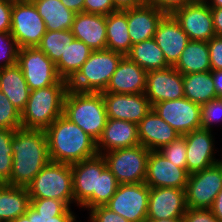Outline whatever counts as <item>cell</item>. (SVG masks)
Wrapping results in <instances>:
<instances>
[{
    "label": "cell",
    "mask_w": 222,
    "mask_h": 222,
    "mask_svg": "<svg viewBox=\"0 0 222 222\" xmlns=\"http://www.w3.org/2000/svg\"><path fill=\"white\" fill-rule=\"evenodd\" d=\"M13 165L10 185L27 187L50 161L45 130L15 129L11 140Z\"/></svg>",
    "instance_id": "obj_1"
},
{
    "label": "cell",
    "mask_w": 222,
    "mask_h": 222,
    "mask_svg": "<svg viewBox=\"0 0 222 222\" xmlns=\"http://www.w3.org/2000/svg\"><path fill=\"white\" fill-rule=\"evenodd\" d=\"M50 161L73 164L96 156V141L61 115L45 130Z\"/></svg>",
    "instance_id": "obj_2"
},
{
    "label": "cell",
    "mask_w": 222,
    "mask_h": 222,
    "mask_svg": "<svg viewBox=\"0 0 222 222\" xmlns=\"http://www.w3.org/2000/svg\"><path fill=\"white\" fill-rule=\"evenodd\" d=\"M69 89L68 81L30 91L25 109L21 112V127L46 130L63 115L64 99Z\"/></svg>",
    "instance_id": "obj_3"
},
{
    "label": "cell",
    "mask_w": 222,
    "mask_h": 222,
    "mask_svg": "<svg viewBox=\"0 0 222 222\" xmlns=\"http://www.w3.org/2000/svg\"><path fill=\"white\" fill-rule=\"evenodd\" d=\"M63 115L82 128L96 142L107 122L106 105L100 92H80L68 89Z\"/></svg>",
    "instance_id": "obj_4"
},
{
    "label": "cell",
    "mask_w": 222,
    "mask_h": 222,
    "mask_svg": "<svg viewBox=\"0 0 222 222\" xmlns=\"http://www.w3.org/2000/svg\"><path fill=\"white\" fill-rule=\"evenodd\" d=\"M123 57V54L108 49L93 51L68 82L69 89L80 92L104 91Z\"/></svg>",
    "instance_id": "obj_5"
},
{
    "label": "cell",
    "mask_w": 222,
    "mask_h": 222,
    "mask_svg": "<svg viewBox=\"0 0 222 222\" xmlns=\"http://www.w3.org/2000/svg\"><path fill=\"white\" fill-rule=\"evenodd\" d=\"M30 198H50L74 202L71 164L49 161L26 187Z\"/></svg>",
    "instance_id": "obj_6"
},
{
    "label": "cell",
    "mask_w": 222,
    "mask_h": 222,
    "mask_svg": "<svg viewBox=\"0 0 222 222\" xmlns=\"http://www.w3.org/2000/svg\"><path fill=\"white\" fill-rule=\"evenodd\" d=\"M150 150L142 145L103 153L107 168L119 184L142 183Z\"/></svg>",
    "instance_id": "obj_7"
},
{
    "label": "cell",
    "mask_w": 222,
    "mask_h": 222,
    "mask_svg": "<svg viewBox=\"0 0 222 222\" xmlns=\"http://www.w3.org/2000/svg\"><path fill=\"white\" fill-rule=\"evenodd\" d=\"M149 193L150 187L145 182L119 184L105 206L130 222H145Z\"/></svg>",
    "instance_id": "obj_8"
},
{
    "label": "cell",
    "mask_w": 222,
    "mask_h": 222,
    "mask_svg": "<svg viewBox=\"0 0 222 222\" xmlns=\"http://www.w3.org/2000/svg\"><path fill=\"white\" fill-rule=\"evenodd\" d=\"M17 64L30 91L54 85L61 79L55 63L38 47L20 48Z\"/></svg>",
    "instance_id": "obj_9"
},
{
    "label": "cell",
    "mask_w": 222,
    "mask_h": 222,
    "mask_svg": "<svg viewBox=\"0 0 222 222\" xmlns=\"http://www.w3.org/2000/svg\"><path fill=\"white\" fill-rule=\"evenodd\" d=\"M46 31L44 20L34 3L13 4L10 34L19 49L37 47Z\"/></svg>",
    "instance_id": "obj_10"
},
{
    "label": "cell",
    "mask_w": 222,
    "mask_h": 222,
    "mask_svg": "<svg viewBox=\"0 0 222 222\" xmlns=\"http://www.w3.org/2000/svg\"><path fill=\"white\" fill-rule=\"evenodd\" d=\"M222 189V167L216 163L207 169L189 174L185 188L189 208L210 209Z\"/></svg>",
    "instance_id": "obj_11"
},
{
    "label": "cell",
    "mask_w": 222,
    "mask_h": 222,
    "mask_svg": "<svg viewBox=\"0 0 222 222\" xmlns=\"http://www.w3.org/2000/svg\"><path fill=\"white\" fill-rule=\"evenodd\" d=\"M152 109L180 135L201 128L200 105L185 97L158 102Z\"/></svg>",
    "instance_id": "obj_12"
},
{
    "label": "cell",
    "mask_w": 222,
    "mask_h": 222,
    "mask_svg": "<svg viewBox=\"0 0 222 222\" xmlns=\"http://www.w3.org/2000/svg\"><path fill=\"white\" fill-rule=\"evenodd\" d=\"M172 15L190 40L208 42L216 35L211 8L205 1H193L175 10Z\"/></svg>",
    "instance_id": "obj_13"
},
{
    "label": "cell",
    "mask_w": 222,
    "mask_h": 222,
    "mask_svg": "<svg viewBox=\"0 0 222 222\" xmlns=\"http://www.w3.org/2000/svg\"><path fill=\"white\" fill-rule=\"evenodd\" d=\"M106 168L101 154L71 164L75 205L81 206L92 194H99L100 175Z\"/></svg>",
    "instance_id": "obj_14"
},
{
    "label": "cell",
    "mask_w": 222,
    "mask_h": 222,
    "mask_svg": "<svg viewBox=\"0 0 222 222\" xmlns=\"http://www.w3.org/2000/svg\"><path fill=\"white\" fill-rule=\"evenodd\" d=\"M144 94L149 99L151 106L158 102L183 98V74L173 66L148 71Z\"/></svg>",
    "instance_id": "obj_15"
},
{
    "label": "cell",
    "mask_w": 222,
    "mask_h": 222,
    "mask_svg": "<svg viewBox=\"0 0 222 222\" xmlns=\"http://www.w3.org/2000/svg\"><path fill=\"white\" fill-rule=\"evenodd\" d=\"M189 173L166 159L159 151H150L145 183L150 188L172 187L185 189Z\"/></svg>",
    "instance_id": "obj_16"
},
{
    "label": "cell",
    "mask_w": 222,
    "mask_h": 222,
    "mask_svg": "<svg viewBox=\"0 0 222 222\" xmlns=\"http://www.w3.org/2000/svg\"><path fill=\"white\" fill-rule=\"evenodd\" d=\"M100 93L106 105L107 118L126 120L138 125L152 109L144 93L118 94L103 91Z\"/></svg>",
    "instance_id": "obj_17"
},
{
    "label": "cell",
    "mask_w": 222,
    "mask_h": 222,
    "mask_svg": "<svg viewBox=\"0 0 222 222\" xmlns=\"http://www.w3.org/2000/svg\"><path fill=\"white\" fill-rule=\"evenodd\" d=\"M186 141V170L189 174L202 171L218 163L214 156L215 138L212 131L205 129L193 130L184 135Z\"/></svg>",
    "instance_id": "obj_18"
},
{
    "label": "cell",
    "mask_w": 222,
    "mask_h": 222,
    "mask_svg": "<svg viewBox=\"0 0 222 222\" xmlns=\"http://www.w3.org/2000/svg\"><path fill=\"white\" fill-rule=\"evenodd\" d=\"M187 209L185 189L150 188L147 220L183 217Z\"/></svg>",
    "instance_id": "obj_19"
},
{
    "label": "cell",
    "mask_w": 222,
    "mask_h": 222,
    "mask_svg": "<svg viewBox=\"0 0 222 222\" xmlns=\"http://www.w3.org/2000/svg\"><path fill=\"white\" fill-rule=\"evenodd\" d=\"M153 38L163 51L165 60L170 66L177 63L182 51L190 41L172 14H165L162 17Z\"/></svg>",
    "instance_id": "obj_20"
},
{
    "label": "cell",
    "mask_w": 222,
    "mask_h": 222,
    "mask_svg": "<svg viewBox=\"0 0 222 222\" xmlns=\"http://www.w3.org/2000/svg\"><path fill=\"white\" fill-rule=\"evenodd\" d=\"M140 145L138 125L126 120L108 118L96 142L98 154Z\"/></svg>",
    "instance_id": "obj_21"
},
{
    "label": "cell",
    "mask_w": 222,
    "mask_h": 222,
    "mask_svg": "<svg viewBox=\"0 0 222 222\" xmlns=\"http://www.w3.org/2000/svg\"><path fill=\"white\" fill-rule=\"evenodd\" d=\"M147 72L124 56L103 92L118 94L145 93Z\"/></svg>",
    "instance_id": "obj_22"
},
{
    "label": "cell",
    "mask_w": 222,
    "mask_h": 222,
    "mask_svg": "<svg viewBox=\"0 0 222 222\" xmlns=\"http://www.w3.org/2000/svg\"><path fill=\"white\" fill-rule=\"evenodd\" d=\"M164 15L163 11L146 3L127 8L128 32L132 45L153 38Z\"/></svg>",
    "instance_id": "obj_23"
},
{
    "label": "cell",
    "mask_w": 222,
    "mask_h": 222,
    "mask_svg": "<svg viewBox=\"0 0 222 222\" xmlns=\"http://www.w3.org/2000/svg\"><path fill=\"white\" fill-rule=\"evenodd\" d=\"M140 145L158 151L180 134L151 109L138 124Z\"/></svg>",
    "instance_id": "obj_24"
},
{
    "label": "cell",
    "mask_w": 222,
    "mask_h": 222,
    "mask_svg": "<svg viewBox=\"0 0 222 222\" xmlns=\"http://www.w3.org/2000/svg\"><path fill=\"white\" fill-rule=\"evenodd\" d=\"M71 31L75 39L83 41L93 51L106 49V16L77 13Z\"/></svg>",
    "instance_id": "obj_25"
},
{
    "label": "cell",
    "mask_w": 222,
    "mask_h": 222,
    "mask_svg": "<svg viewBox=\"0 0 222 222\" xmlns=\"http://www.w3.org/2000/svg\"><path fill=\"white\" fill-rule=\"evenodd\" d=\"M0 91L20 113L25 109L30 89L17 63L0 69Z\"/></svg>",
    "instance_id": "obj_26"
},
{
    "label": "cell",
    "mask_w": 222,
    "mask_h": 222,
    "mask_svg": "<svg viewBox=\"0 0 222 222\" xmlns=\"http://www.w3.org/2000/svg\"><path fill=\"white\" fill-rule=\"evenodd\" d=\"M30 201L26 187L0 184V222H11L24 215Z\"/></svg>",
    "instance_id": "obj_27"
},
{
    "label": "cell",
    "mask_w": 222,
    "mask_h": 222,
    "mask_svg": "<svg viewBox=\"0 0 222 222\" xmlns=\"http://www.w3.org/2000/svg\"><path fill=\"white\" fill-rule=\"evenodd\" d=\"M106 49L126 56L132 42L128 32L127 9L118 10L106 16Z\"/></svg>",
    "instance_id": "obj_28"
},
{
    "label": "cell",
    "mask_w": 222,
    "mask_h": 222,
    "mask_svg": "<svg viewBox=\"0 0 222 222\" xmlns=\"http://www.w3.org/2000/svg\"><path fill=\"white\" fill-rule=\"evenodd\" d=\"M173 67L183 75L211 71L207 42L190 40Z\"/></svg>",
    "instance_id": "obj_29"
},
{
    "label": "cell",
    "mask_w": 222,
    "mask_h": 222,
    "mask_svg": "<svg viewBox=\"0 0 222 222\" xmlns=\"http://www.w3.org/2000/svg\"><path fill=\"white\" fill-rule=\"evenodd\" d=\"M33 3L44 20L47 31L71 30L76 13L60 0H35Z\"/></svg>",
    "instance_id": "obj_30"
},
{
    "label": "cell",
    "mask_w": 222,
    "mask_h": 222,
    "mask_svg": "<svg viewBox=\"0 0 222 222\" xmlns=\"http://www.w3.org/2000/svg\"><path fill=\"white\" fill-rule=\"evenodd\" d=\"M126 56L146 72L170 67L154 38L132 45Z\"/></svg>",
    "instance_id": "obj_31"
},
{
    "label": "cell",
    "mask_w": 222,
    "mask_h": 222,
    "mask_svg": "<svg viewBox=\"0 0 222 222\" xmlns=\"http://www.w3.org/2000/svg\"><path fill=\"white\" fill-rule=\"evenodd\" d=\"M92 52L93 50L83 41L74 39L68 45L64 55H61L60 60L55 64L58 76L69 82Z\"/></svg>",
    "instance_id": "obj_32"
},
{
    "label": "cell",
    "mask_w": 222,
    "mask_h": 222,
    "mask_svg": "<svg viewBox=\"0 0 222 222\" xmlns=\"http://www.w3.org/2000/svg\"><path fill=\"white\" fill-rule=\"evenodd\" d=\"M184 97L199 105L217 98L211 71L183 75Z\"/></svg>",
    "instance_id": "obj_33"
},
{
    "label": "cell",
    "mask_w": 222,
    "mask_h": 222,
    "mask_svg": "<svg viewBox=\"0 0 222 222\" xmlns=\"http://www.w3.org/2000/svg\"><path fill=\"white\" fill-rule=\"evenodd\" d=\"M74 39L71 30L46 31L37 47L56 64Z\"/></svg>",
    "instance_id": "obj_34"
},
{
    "label": "cell",
    "mask_w": 222,
    "mask_h": 222,
    "mask_svg": "<svg viewBox=\"0 0 222 222\" xmlns=\"http://www.w3.org/2000/svg\"><path fill=\"white\" fill-rule=\"evenodd\" d=\"M118 186L115 176L106 168L100 175L99 194H92L80 207L89 211L97 206H105L115 194Z\"/></svg>",
    "instance_id": "obj_35"
},
{
    "label": "cell",
    "mask_w": 222,
    "mask_h": 222,
    "mask_svg": "<svg viewBox=\"0 0 222 222\" xmlns=\"http://www.w3.org/2000/svg\"><path fill=\"white\" fill-rule=\"evenodd\" d=\"M15 130L0 129V184L10 185L13 165L11 140Z\"/></svg>",
    "instance_id": "obj_36"
},
{
    "label": "cell",
    "mask_w": 222,
    "mask_h": 222,
    "mask_svg": "<svg viewBox=\"0 0 222 222\" xmlns=\"http://www.w3.org/2000/svg\"><path fill=\"white\" fill-rule=\"evenodd\" d=\"M18 128H21V113L0 91V129L15 130Z\"/></svg>",
    "instance_id": "obj_37"
},
{
    "label": "cell",
    "mask_w": 222,
    "mask_h": 222,
    "mask_svg": "<svg viewBox=\"0 0 222 222\" xmlns=\"http://www.w3.org/2000/svg\"><path fill=\"white\" fill-rule=\"evenodd\" d=\"M201 129L213 130V126L222 122V97L211 99L200 105Z\"/></svg>",
    "instance_id": "obj_38"
},
{
    "label": "cell",
    "mask_w": 222,
    "mask_h": 222,
    "mask_svg": "<svg viewBox=\"0 0 222 222\" xmlns=\"http://www.w3.org/2000/svg\"><path fill=\"white\" fill-rule=\"evenodd\" d=\"M166 159L176 166L186 169V141L184 135H180L169 144L158 150Z\"/></svg>",
    "instance_id": "obj_39"
},
{
    "label": "cell",
    "mask_w": 222,
    "mask_h": 222,
    "mask_svg": "<svg viewBox=\"0 0 222 222\" xmlns=\"http://www.w3.org/2000/svg\"><path fill=\"white\" fill-rule=\"evenodd\" d=\"M19 47L10 32H0V69L17 63Z\"/></svg>",
    "instance_id": "obj_40"
},
{
    "label": "cell",
    "mask_w": 222,
    "mask_h": 222,
    "mask_svg": "<svg viewBox=\"0 0 222 222\" xmlns=\"http://www.w3.org/2000/svg\"><path fill=\"white\" fill-rule=\"evenodd\" d=\"M30 207L37 213L63 214L69 206L61 200L50 198H30Z\"/></svg>",
    "instance_id": "obj_41"
},
{
    "label": "cell",
    "mask_w": 222,
    "mask_h": 222,
    "mask_svg": "<svg viewBox=\"0 0 222 222\" xmlns=\"http://www.w3.org/2000/svg\"><path fill=\"white\" fill-rule=\"evenodd\" d=\"M89 220L90 222H130L106 206H97L90 209Z\"/></svg>",
    "instance_id": "obj_42"
},
{
    "label": "cell",
    "mask_w": 222,
    "mask_h": 222,
    "mask_svg": "<svg viewBox=\"0 0 222 222\" xmlns=\"http://www.w3.org/2000/svg\"><path fill=\"white\" fill-rule=\"evenodd\" d=\"M116 11H118V9L112 0H85L83 5V12L91 14L107 16Z\"/></svg>",
    "instance_id": "obj_43"
},
{
    "label": "cell",
    "mask_w": 222,
    "mask_h": 222,
    "mask_svg": "<svg viewBox=\"0 0 222 222\" xmlns=\"http://www.w3.org/2000/svg\"><path fill=\"white\" fill-rule=\"evenodd\" d=\"M211 70H222V36L215 35L207 42Z\"/></svg>",
    "instance_id": "obj_44"
},
{
    "label": "cell",
    "mask_w": 222,
    "mask_h": 222,
    "mask_svg": "<svg viewBox=\"0 0 222 222\" xmlns=\"http://www.w3.org/2000/svg\"><path fill=\"white\" fill-rule=\"evenodd\" d=\"M184 222H222L215 217L210 209L187 207L183 215Z\"/></svg>",
    "instance_id": "obj_45"
},
{
    "label": "cell",
    "mask_w": 222,
    "mask_h": 222,
    "mask_svg": "<svg viewBox=\"0 0 222 222\" xmlns=\"http://www.w3.org/2000/svg\"><path fill=\"white\" fill-rule=\"evenodd\" d=\"M69 207L63 214L37 213L35 211V222H76L77 215Z\"/></svg>",
    "instance_id": "obj_46"
},
{
    "label": "cell",
    "mask_w": 222,
    "mask_h": 222,
    "mask_svg": "<svg viewBox=\"0 0 222 222\" xmlns=\"http://www.w3.org/2000/svg\"><path fill=\"white\" fill-rule=\"evenodd\" d=\"M146 4L153 5L165 14H172L175 10L192 3V0H144Z\"/></svg>",
    "instance_id": "obj_47"
},
{
    "label": "cell",
    "mask_w": 222,
    "mask_h": 222,
    "mask_svg": "<svg viewBox=\"0 0 222 222\" xmlns=\"http://www.w3.org/2000/svg\"><path fill=\"white\" fill-rule=\"evenodd\" d=\"M12 7L8 0H0V32L11 31Z\"/></svg>",
    "instance_id": "obj_48"
},
{
    "label": "cell",
    "mask_w": 222,
    "mask_h": 222,
    "mask_svg": "<svg viewBox=\"0 0 222 222\" xmlns=\"http://www.w3.org/2000/svg\"><path fill=\"white\" fill-rule=\"evenodd\" d=\"M214 30L217 36H222V7L211 8Z\"/></svg>",
    "instance_id": "obj_49"
},
{
    "label": "cell",
    "mask_w": 222,
    "mask_h": 222,
    "mask_svg": "<svg viewBox=\"0 0 222 222\" xmlns=\"http://www.w3.org/2000/svg\"><path fill=\"white\" fill-rule=\"evenodd\" d=\"M118 10L137 7L145 3L144 0H112Z\"/></svg>",
    "instance_id": "obj_50"
},
{
    "label": "cell",
    "mask_w": 222,
    "mask_h": 222,
    "mask_svg": "<svg viewBox=\"0 0 222 222\" xmlns=\"http://www.w3.org/2000/svg\"><path fill=\"white\" fill-rule=\"evenodd\" d=\"M214 88L217 97H222V70H211Z\"/></svg>",
    "instance_id": "obj_51"
},
{
    "label": "cell",
    "mask_w": 222,
    "mask_h": 222,
    "mask_svg": "<svg viewBox=\"0 0 222 222\" xmlns=\"http://www.w3.org/2000/svg\"><path fill=\"white\" fill-rule=\"evenodd\" d=\"M210 210L215 217L222 221V189L217 194Z\"/></svg>",
    "instance_id": "obj_52"
},
{
    "label": "cell",
    "mask_w": 222,
    "mask_h": 222,
    "mask_svg": "<svg viewBox=\"0 0 222 222\" xmlns=\"http://www.w3.org/2000/svg\"><path fill=\"white\" fill-rule=\"evenodd\" d=\"M69 10L77 13L83 12L85 0H60Z\"/></svg>",
    "instance_id": "obj_53"
},
{
    "label": "cell",
    "mask_w": 222,
    "mask_h": 222,
    "mask_svg": "<svg viewBox=\"0 0 222 222\" xmlns=\"http://www.w3.org/2000/svg\"><path fill=\"white\" fill-rule=\"evenodd\" d=\"M11 222H35V210L29 207L24 215L19 216Z\"/></svg>",
    "instance_id": "obj_54"
},
{
    "label": "cell",
    "mask_w": 222,
    "mask_h": 222,
    "mask_svg": "<svg viewBox=\"0 0 222 222\" xmlns=\"http://www.w3.org/2000/svg\"><path fill=\"white\" fill-rule=\"evenodd\" d=\"M210 8H221L222 0H206L205 1Z\"/></svg>",
    "instance_id": "obj_55"
},
{
    "label": "cell",
    "mask_w": 222,
    "mask_h": 222,
    "mask_svg": "<svg viewBox=\"0 0 222 222\" xmlns=\"http://www.w3.org/2000/svg\"><path fill=\"white\" fill-rule=\"evenodd\" d=\"M145 222H184L183 217L172 219H160V220H146Z\"/></svg>",
    "instance_id": "obj_56"
},
{
    "label": "cell",
    "mask_w": 222,
    "mask_h": 222,
    "mask_svg": "<svg viewBox=\"0 0 222 222\" xmlns=\"http://www.w3.org/2000/svg\"><path fill=\"white\" fill-rule=\"evenodd\" d=\"M11 4L33 3L35 0H8Z\"/></svg>",
    "instance_id": "obj_57"
},
{
    "label": "cell",
    "mask_w": 222,
    "mask_h": 222,
    "mask_svg": "<svg viewBox=\"0 0 222 222\" xmlns=\"http://www.w3.org/2000/svg\"><path fill=\"white\" fill-rule=\"evenodd\" d=\"M218 164L222 167V160L218 159Z\"/></svg>",
    "instance_id": "obj_58"
}]
</instances>
